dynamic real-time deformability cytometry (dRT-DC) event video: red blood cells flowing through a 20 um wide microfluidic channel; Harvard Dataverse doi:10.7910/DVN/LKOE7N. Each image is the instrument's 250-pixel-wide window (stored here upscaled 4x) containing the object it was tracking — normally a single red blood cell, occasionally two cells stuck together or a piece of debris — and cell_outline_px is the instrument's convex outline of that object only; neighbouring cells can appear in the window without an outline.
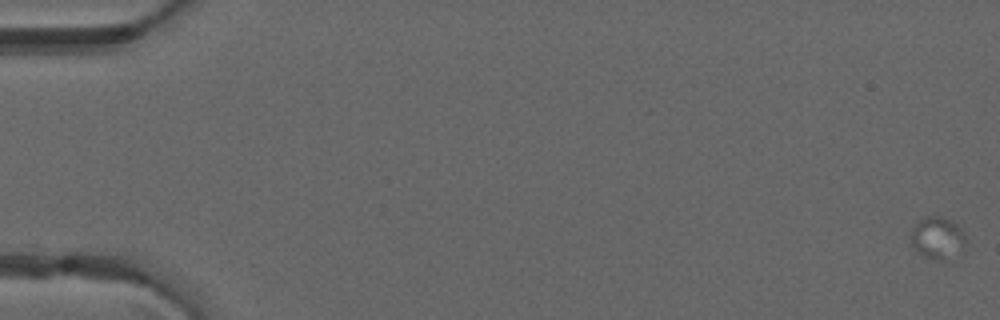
{"species": "common noctule bat (a hibernating species)", "species_latin": "Nyctalus noctula", "temperature_condition": "warm", "stored_images_in_passage": 16, "camera_frame_rate_fps": 3000, "um_per_image_px": 0.085, "animal": {"sex": "male", "forearm_length_mm": 52.5}, "frame": {"image": 1, "passage_image": 1, "time_ms": 0.0, "image_size_px": [1000, 320], "cell_outline_px": [[968, 240], [964, 252], [940, 260], [936, 260], [924, 256], [912, 244], [912, 228], [924, 216], [940, 216], [956, 224], [960, 228]], "centroid_in_image_um": [79.76, 20.23], "position_along_channel_um": 5.2, "area_um2": 13.35}}
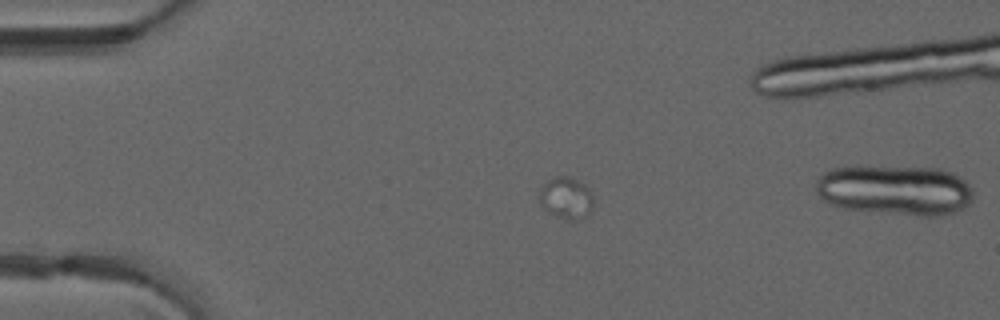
{"frame": {"image": 2, "passage_image": 13, "time_ms": 4.0, "image_size_px": [1000, 320], "cell_outline_px": [[592, 208], [588, 216], [576, 220], [568, 220], [544, 208], [540, 204], [540, 192], [544, 184], [548, 180], [556, 176], [568, 176], [584, 184], [588, 188], [592, 196]], "centroid_in_image_um": [48.15, 16.82], "position_along_channel_um": 36.8, "area_um2": 12.83}}